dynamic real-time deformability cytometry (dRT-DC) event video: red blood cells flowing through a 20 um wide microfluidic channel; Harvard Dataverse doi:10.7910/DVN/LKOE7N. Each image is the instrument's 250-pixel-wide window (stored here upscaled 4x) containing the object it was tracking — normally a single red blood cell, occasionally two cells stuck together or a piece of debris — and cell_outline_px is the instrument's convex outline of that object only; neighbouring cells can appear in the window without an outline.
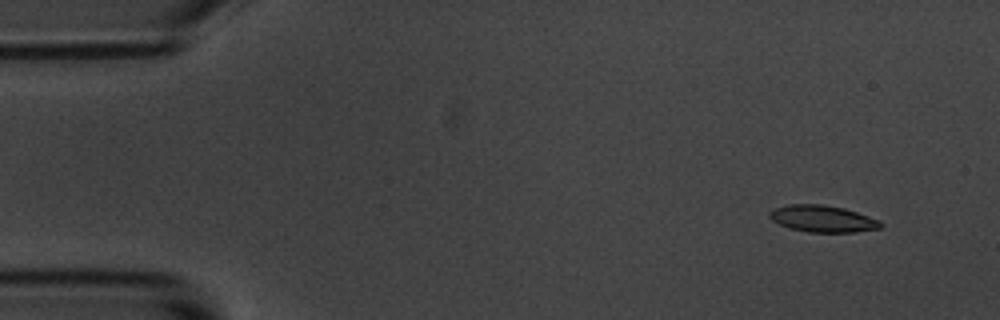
{"species": "common noctule bat (a hibernating species)", "species_latin": "Nyctalus noctula", "temperature_condition": "room temperature", "stored_images_in_passage": 5, "camera_frame_rate_fps": 3000, "um_per_image_px": 0.085, "animal": {"sex": "male", "body_mass_g": 20.1, "forearm_length_mm": 53.5}, "frame": {"image": 1, "passage_image": 2, "time_ms": 0.333, "image_size_px": [1000, 320], "cell_outline_px": [[884, 224], [880, 228], [856, 232], [808, 232], [788, 228], [772, 220], [768, 216], [768, 212], [772, 208], [788, 204], [824, 204], [844, 208], [880, 220]], "centroid_in_image_um": [69.9, 18.58], "position_along_channel_um": 15.1, "area_um2": 17.51}}
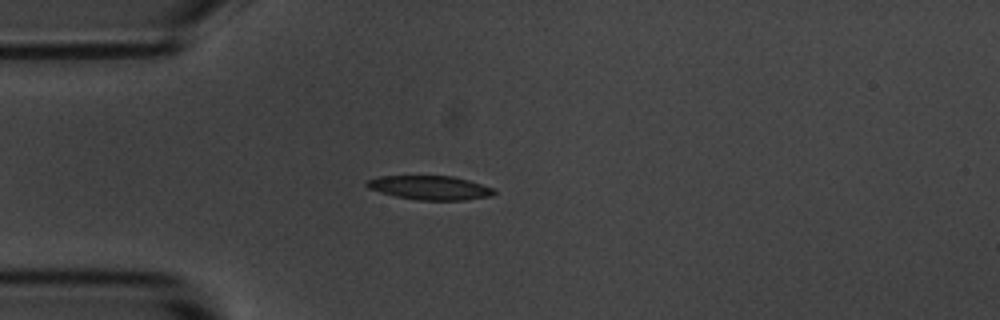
{"frame": {"image": 2, "passage_image": 5, "time_ms": 1.333, "image_size_px": [1000, 320], "cell_outline_px": [[496, 192], [492, 196], [464, 200], [416, 200], [396, 196], [380, 192], [368, 188], [364, 184], [368, 180], [380, 176], [452, 176], [468, 180], [492, 188]], "centroid_in_image_um": [36.53, 15.96], "position_along_channel_um": 48.5, "area_um2": 17.69}}